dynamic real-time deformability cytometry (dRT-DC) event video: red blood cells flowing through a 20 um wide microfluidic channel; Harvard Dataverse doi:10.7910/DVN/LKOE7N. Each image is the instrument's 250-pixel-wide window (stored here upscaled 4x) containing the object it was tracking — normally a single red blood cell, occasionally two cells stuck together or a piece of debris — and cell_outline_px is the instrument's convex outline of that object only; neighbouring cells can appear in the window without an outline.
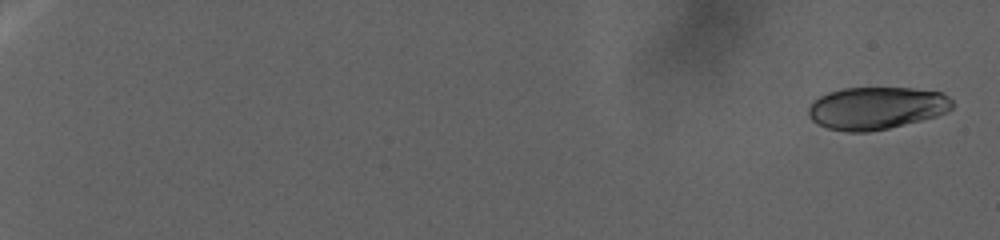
{"species": "human", "species_latin": "Homo sapiens", "temperature_condition": "warm", "stored_images_in_passage": 103, "camera_frame_rate_fps": 3000, "um_per_image_px": 0.085, "donor": {"sex": "female"}, "frame": {"image": 1, "passage_image": 3, "time_ms": 1.0, "image_size_px": [1000, 240], "cell_outline_px": [[952, 108], [948, 112], [936, 116], [888, 128], [868, 132], [844, 132], [828, 128], [812, 120], [808, 116], [808, 108], [820, 96], [828, 92], [844, 88], [912, 88], [940, 92], [948, 96], [952, 100]], "centroid_in_image_um": [74.5, 9.19], "position_along_channel_um": 10.5, "area_um2": 35.43}}
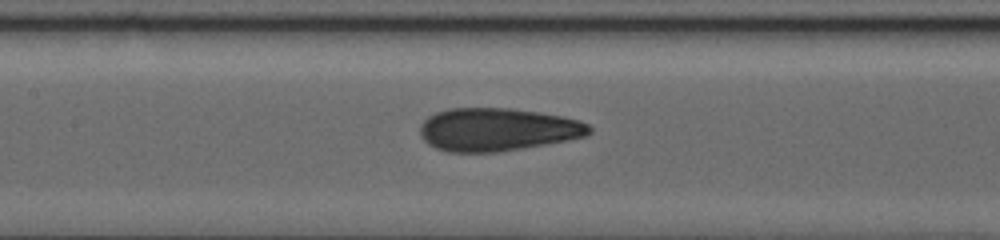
{"frame": {"image": 2, "passage_image": 60, "time_ms": 27.667, "image_size_px": [1000, 240], "cell_outline_px": [[592, 132], [584, 136], [568, 140], [500, 152], [448, 152], [436, 148], [428, 144], [420, 136], [420, 124], [428, 116], [436, 112], [448, 108], [512, 108], [540, 112], [564, 116], [580, 120], [588, 124], [592, 128]], "centroid_in_image_um": [42.27, 11.0], "position_along_channel_um": 165.1, "area_um2": 42.71}}
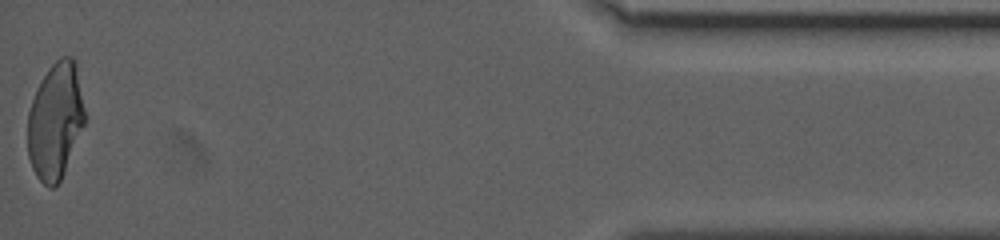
{"frame": {"image": 3, "passage_image": 103, "time_ms": 49.0, "image_size_px": [1000, 240], "cell_outline_px": [[84, 124], [64, 172], [60, 180], [52, 188], [48, 188], [36, 176], [32, 168], [28, 156], [28, 112], [36, 88], [48, 68], [60, 56], [72, 56], [76, 60], [84, 108]], "centroid_in_image_um": [4.7, 10.24], "position_along_channel_um": 430.5, "area_um2": 38.67}}